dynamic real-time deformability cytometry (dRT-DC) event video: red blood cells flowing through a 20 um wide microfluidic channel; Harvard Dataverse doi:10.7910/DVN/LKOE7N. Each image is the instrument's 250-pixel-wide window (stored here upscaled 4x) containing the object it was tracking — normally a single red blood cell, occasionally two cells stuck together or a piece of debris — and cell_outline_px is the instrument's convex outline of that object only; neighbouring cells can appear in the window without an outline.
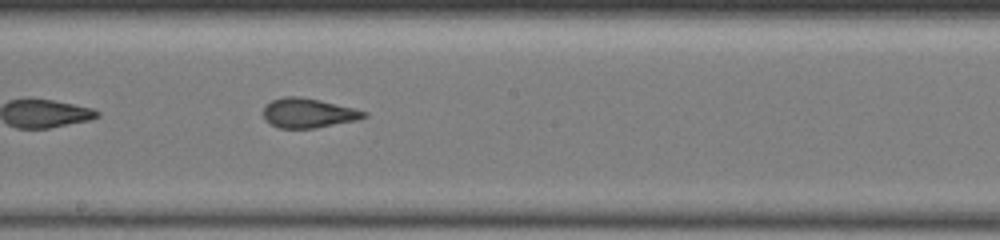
{"species": "common noctule bat (a hibernating species)", "species_latin": "Nyctalus noctula", "temperature_condition": "warm", "stored_images_in_passage": 38, "camera_frame_rate_fps": 3000, "um_per_image_px": 0.085, "animal": {"sex": "female", "body_mass_g": 19.5, "forearm_length_mm": 54.1}, "frame": {"image": 1, "passage_image": 22, "time_ms": 12.667, "image_size_px": [1000, 240], "cell_outline_px": [[368, 116], [360, 120], [316, 128], [276, 128], [264, 120], [264, 104], [272, 100], [284, 96], [300, 96], [320, 100], [368, 112]], "centroid_in_image_um": [26.19, 9.61], "position_along_channel_um": 222.0, "area_um2": 17.57}}
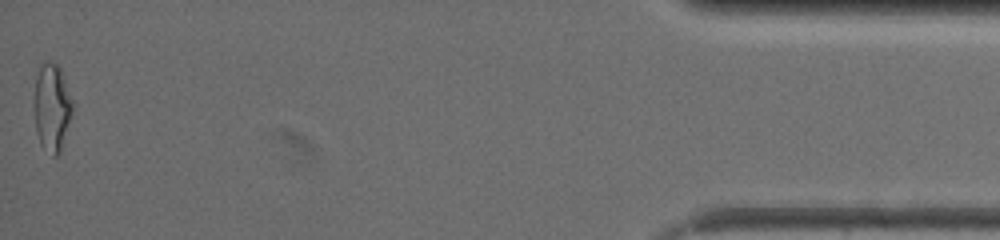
{"frame": {"image": 2, "passage_image": 38, "time_ms": 21.0, "image_size_px": [1000, 240], "cell_outline_px": [[72, 112], [60, 152], [56, 156], [52, 156], [40, 144], [36, 132], [32, 100], [36, 76], [40, 64], [44, 60], [48, 60], [56, 64], [60, 68], [72, 100]], "centroid_in_image_um": [4.36, 9.1], "position_along_channel_um": 430.8, "area_um2": 19.88}, "authors_computed_cell_mechanics": {"area_um2": 18.1203, "velocity_mm_per_s": 3.4283, "shape_relaxation_time_tau1_ms": null, "shape_relaxation_time_tau2_ms": 0.6987, "deformation_change_tau1": null, "deformation_change_tau2": 0.0867}}